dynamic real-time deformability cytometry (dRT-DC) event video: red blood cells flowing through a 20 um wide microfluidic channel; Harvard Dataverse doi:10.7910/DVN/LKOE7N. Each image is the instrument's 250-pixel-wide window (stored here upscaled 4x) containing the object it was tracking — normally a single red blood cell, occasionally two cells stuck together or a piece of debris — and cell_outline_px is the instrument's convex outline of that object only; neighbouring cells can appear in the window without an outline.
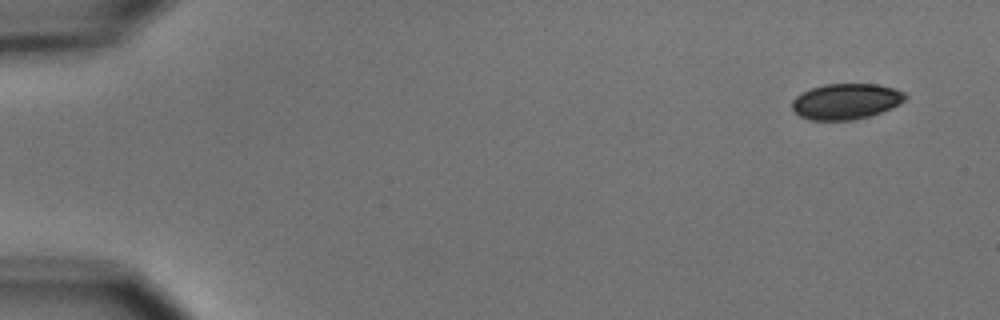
{"species": "common noctule bat (a hibernating species)", "species_latin": "Nyctalus noctula", "temperature_condition": "cold", "stored_images_in_passage": 6, "camera_frame_rate_fps": 3000, "um_per_image_px": 0.085, "animal": {"sex": "male", "body_mass_g": 15.6}, "frame": {"image": 1, "passage_image": 1, "time_ms": 0.0, "image_size_px": [1000, 320], "cell_outline_px": [[908, 96], [900, 104], [892, 108], [868, 116], [852, 120], [808, 120], [800, 116], [792, 108], [792, 100], [796, 96], [812, 88], [824, 84], [876, 84], [892, 88], [904, 92]], "centroid_in_image_um": [71.91, 8.62], "position_along_channel_um": 13.1, "area_um2": 23.47}}
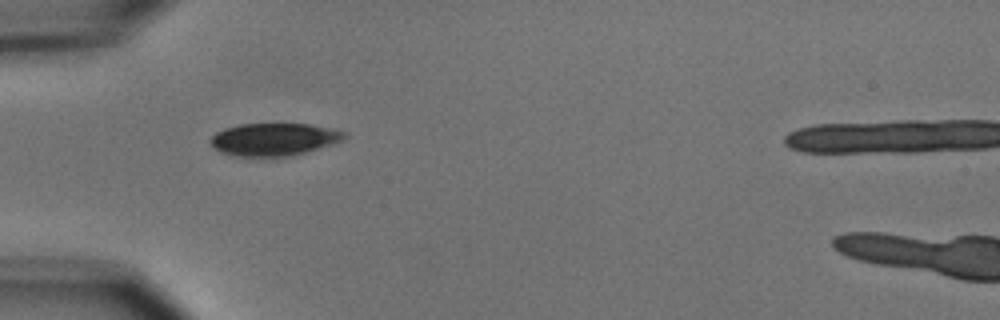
{"frame": {"image": 2, "passage_image": 5, "time_ms": 4.667, "image_size_px": [1000, 320], "cell_outline_px": [[348, 136], [344, 140], [332, 144], [304, 152], [288, 156], [236, 156], [220, 152], [212, 148], [208, 140], [216, 132], [224, 128], [240, 124], [308, 124], [328, 128], [344, 132]], "centroid_in_image_um": [23.23, 11.84], "position_along_channel_um": 61.8, "area_um2": 25.32}}
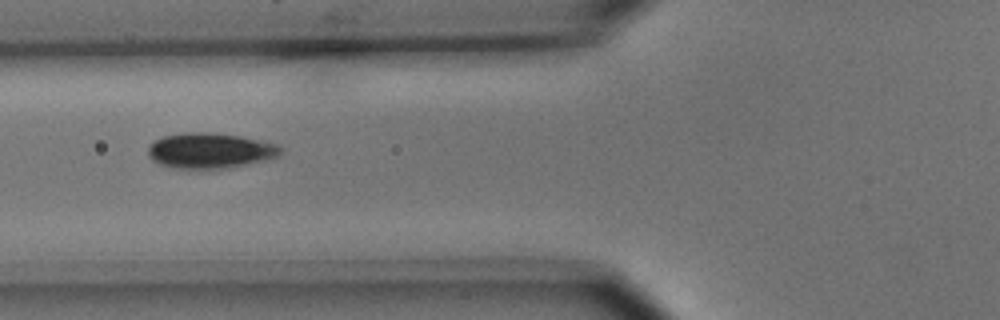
{"frame": {"image": 3, "passage_image": 6, "time_ms": 6.0, "image_size_px": [1000, 320], "cell_outline_px": [[284, 148], [280, 156], [264, 160], [224, 168], [172, 168], [160, 164], [152, 160], [148, 152], [148, 148], [156, 140], [164, 136], [184, 132], [204, 132], [240, 136], [280, 144]], "centroid_in_image_um": [17.9, 12.79], "position_along_channel_um": 107.9, "area_um2": 27.17}}